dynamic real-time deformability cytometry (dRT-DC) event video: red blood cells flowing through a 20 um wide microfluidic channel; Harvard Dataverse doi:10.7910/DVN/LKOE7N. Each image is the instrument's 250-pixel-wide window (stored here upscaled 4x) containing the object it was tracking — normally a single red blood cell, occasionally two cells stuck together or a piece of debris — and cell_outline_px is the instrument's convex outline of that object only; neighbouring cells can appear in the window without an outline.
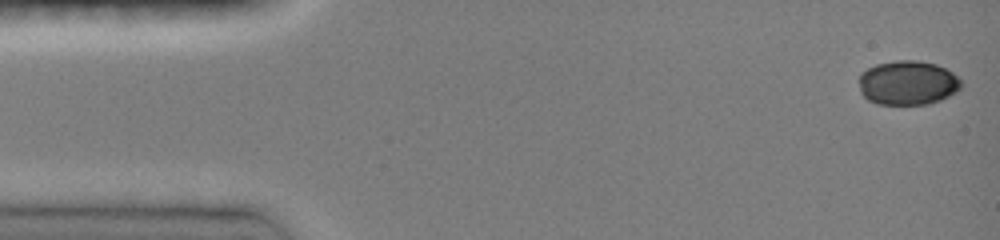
{"species": "common noctule bat (a hibernating species)", "species_latin": "Nyctalus noctula", "temperature_condition": "room temperature", "stored_images_in_passage": 20, "camera_frame_rate_fps": 3000, "um_per_image_px": 0.085, "animal": {"sex": "female", "body_mass_g": 19.0, "forearm_length_mm": 51.5}, "frame": {"image": 1, "passage_image": 1, "time_ms": 0.0, "image_size_px": [1000, 240], "cell_outline_px": [[960, 88], [956, 92], [940, 100], [928, 104], [876, 104], [868, 100], [860, 92], [860, 72], [876, 64], [896, 60], [916, 60], [936, 64], [952, 72], [960, 80]], "centroid_in_image_um": [77.13, 7.04], "position_along_channel_um": 7.9, "area_um2": 26.36}}
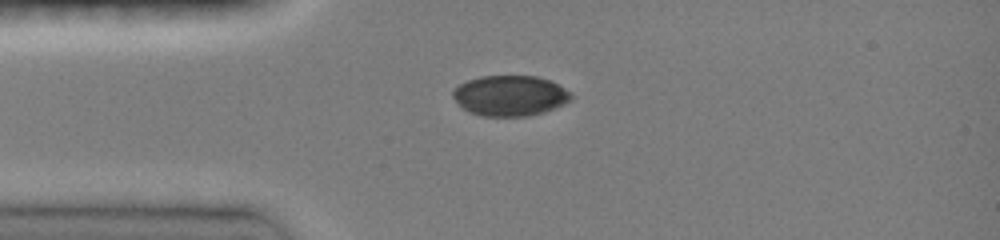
{"frame": {"image": 2, "passage_image": 10, "time_ms": 3.333, "image_size_px": [1000, 240], "cell_outline_px": [[572, 100], [556, 108], [544, 112], [528, 116], [484, 116], [468, 112], [460, 108], [452, 96], [452, 92], [460, 84], [468, 80], [480, 76], [536, 76], [552, 80], [572, 92]], "centroid_in_image_um": [43.37, 8.13], "position_along_channel_um": 41.6, "area_um2": 28.26}}